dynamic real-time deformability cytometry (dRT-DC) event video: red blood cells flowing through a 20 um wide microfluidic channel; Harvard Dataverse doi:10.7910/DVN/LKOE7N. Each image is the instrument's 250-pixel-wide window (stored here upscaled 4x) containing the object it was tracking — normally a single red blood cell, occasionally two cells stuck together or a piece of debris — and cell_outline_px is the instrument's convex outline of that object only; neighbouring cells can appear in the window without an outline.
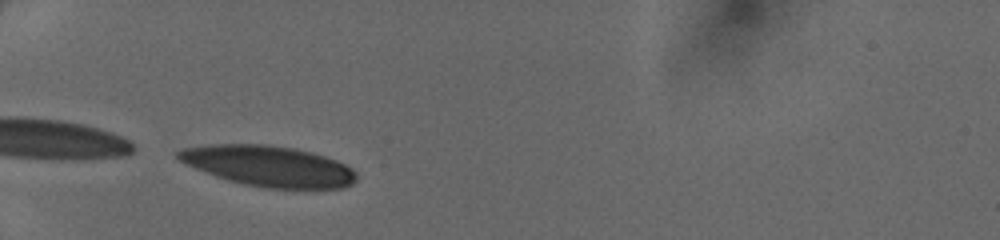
{"species": "human", "species_latin": "Homo sapiens", "temperature_condition": "cold", "stored_images_in_passage": 28, "camera_frame_rate_fps": 3000, "um_per_image_px": 0.085, "donor": {"sex": "female"}, "frame": {"image": 1, "passage_image": 1, "time_ms": 0.0, "image_size_px": [1000, 240], "cell_outline_px": [[356, 180], [352, 184], [344, 188], [264, 188], [244, 184], [228, 180], [216, 176], [196, 168], [180, 160], [176, 156], [176, 152], [184, 148], [208, 144], [268, 144], [296, 148], [312, 152], [336, 160], [352, 168], [356, 172]], "centroid_in_image_um": [22.86, 14.1], "position_along_channel_um": 62.1, "area_um2": 42.19}}
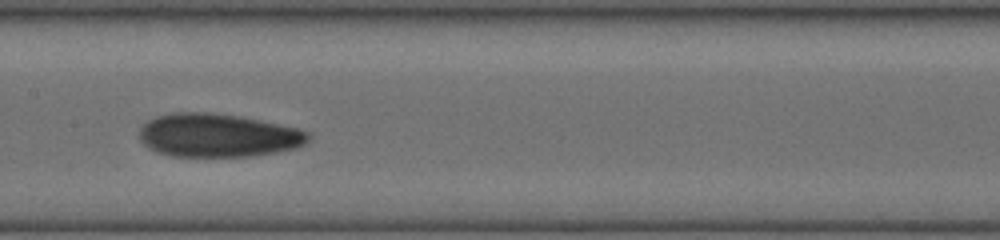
{"frame": {"image": 2, "passage_image": 11, "time_ms": 3.333, "image_size_px": [1000, 240], "cell_outline_px": [[312, 136], [304, 144], [296, 148], [276, 152], [252, 156], [172, 156], [156, 152], [148, 148], [140, 140], [140, 128], [148, 120], [156, 116], [184, 112], [204, 112], [236, 116], [260, 120], [296, 128], [308, 132]], "centroid_in_image_um": [18.52, 11.52], "position_along_channel_um": 188.9, "area_um2": 42.43}}
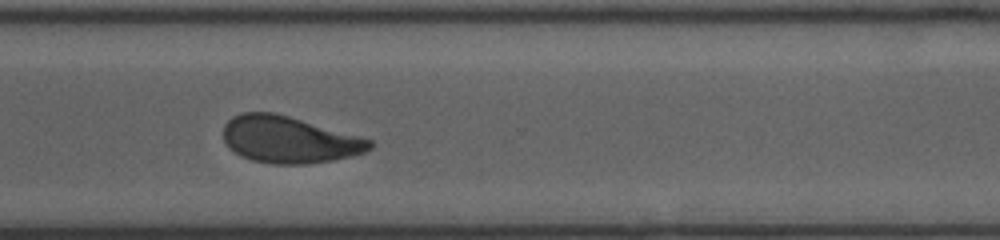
{"frame": {"image": 3, "passage_image": 22, "time_ms": 7.0, "image_size_px": [1000, 240], "cell_outline_px": [[372, 148], [364, 152], [332, 160], [304, 164], [272, 164], [252, 160], [240, 156], [224, 140], [224, 124], [232, 116], [244, 112], [276, 112], [360, 136], [372, 140]], "centroid_in_image_um": [24.56, 11.85], "position_along_channel_um": 346.0, "area_um2": 39.71}}